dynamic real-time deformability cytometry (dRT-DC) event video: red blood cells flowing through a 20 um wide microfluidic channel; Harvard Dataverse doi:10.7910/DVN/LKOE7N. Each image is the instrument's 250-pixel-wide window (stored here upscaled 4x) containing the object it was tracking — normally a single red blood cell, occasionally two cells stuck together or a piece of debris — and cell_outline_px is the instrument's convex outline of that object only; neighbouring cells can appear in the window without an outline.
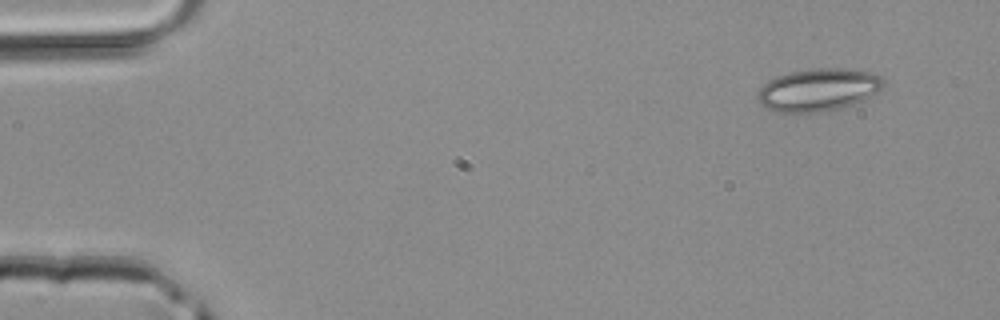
{"species": "common noctule bat (a hibernating species)", "species_latin": "Nyctalus noctula", "temperature_condition": "room temperature", "stored_images_in_passage": 3, "camera_frame_rate_fps": 3000, "um_per_image_px": 0.085, "animal": {"sex": "male", "body_mass_g": 20.4}, "frame": {"image": 1, "passage_image": 1, "time_ms": 0.0, "image_size_px": [1000, 320], "cell_outline_px": [[884, 84], [876, 92], [864, 100], [832, 112], [792, 116], [772, 112], [760, 104], [756, 96], [760, 88], [768, 80], [776, 76], [792, 72], [812, 68], [840, 68], [872, 72], [880, 76], [884, 80]], "centroid_in_image_um": [69.49, 7.7], "position_along_channel_um": 15.5, "area_um2": 32.43}}